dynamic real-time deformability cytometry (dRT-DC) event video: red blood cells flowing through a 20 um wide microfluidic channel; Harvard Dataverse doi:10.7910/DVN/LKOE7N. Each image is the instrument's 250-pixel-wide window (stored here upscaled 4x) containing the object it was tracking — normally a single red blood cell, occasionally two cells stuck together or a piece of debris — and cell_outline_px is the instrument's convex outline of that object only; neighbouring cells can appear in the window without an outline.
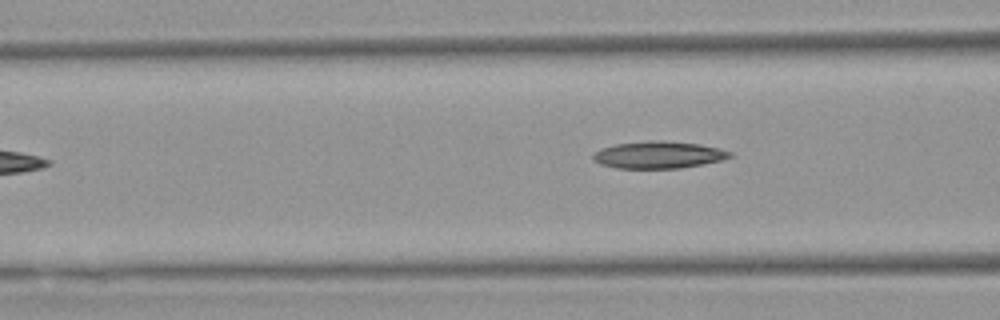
{"species": "Egyptian fruit bat (a non-hibernating species)", "species_latin": "Rousettus aegyptiacus", "temperature_condition": "warm", "stored_images_in_passage": 4, "camera_frame_rate_fps": 3000, "um_per_image_px": 0.085, "animal": {"sex": "female"}, "frame": {"image": 1, "passage_image": 4, "time_ms": 3.667, "image_size_px": [1000, 320], "cell_outline_px": [[732, 156], [720, 160], [704, 164], [680, 168], [616, 168], [600, 164], [592, 160], [592, 156], [600, 148], [616, 144], [652, 140], [664, 140], [700, 144], [732, 152]], "centroid_in_image_um": [55.94, 13.16], "position_along_channel_um": 110.7, "area_um2": 21.56}}